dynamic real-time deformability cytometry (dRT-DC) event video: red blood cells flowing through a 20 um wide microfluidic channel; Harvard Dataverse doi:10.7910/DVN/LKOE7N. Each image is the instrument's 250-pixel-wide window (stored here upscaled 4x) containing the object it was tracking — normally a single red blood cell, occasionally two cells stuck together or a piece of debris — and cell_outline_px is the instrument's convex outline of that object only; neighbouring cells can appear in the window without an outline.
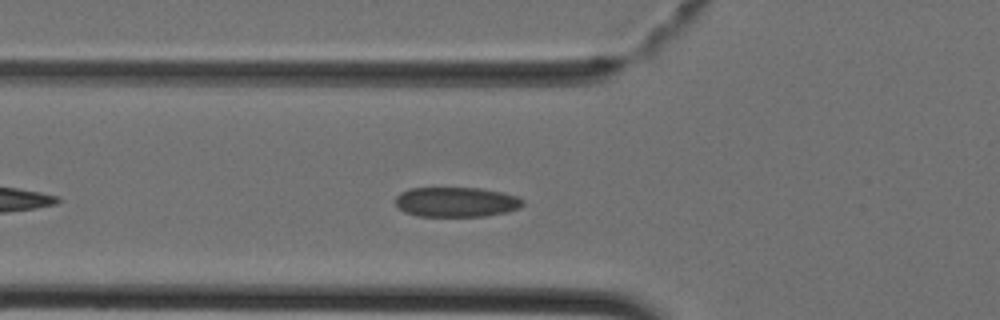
{"species": "Egyptian fruit bat (a non-hibernating species)", "species_latin": "Rousettus aegyptiacus", "temperature_condition": "cold", "stored_images_in_passage": 35, "segment_of_instrument_passage": [1, 2], "camera_frame_rate_fps": 3000, "um_per_image_px": 0.085, "animal": {"sex": "female"}, "frame": {"image": 1, "passage_image": 5, "time_ms": 1.333, "image_size_px": [1000, 320], "cell_outline_px": [[524, 204], [520, 208], [508, 212], [484, 216], [416, 216], [404, 212], [396, 204], [396, 196], [400, 192], [408, 188], [480, 188], [504, 192], [516, 196], [524, 200]], "centroid_in_image_um": [38.8, 17.17], "position_along_channel_um": 87.0, "area_um2": 22.37}}
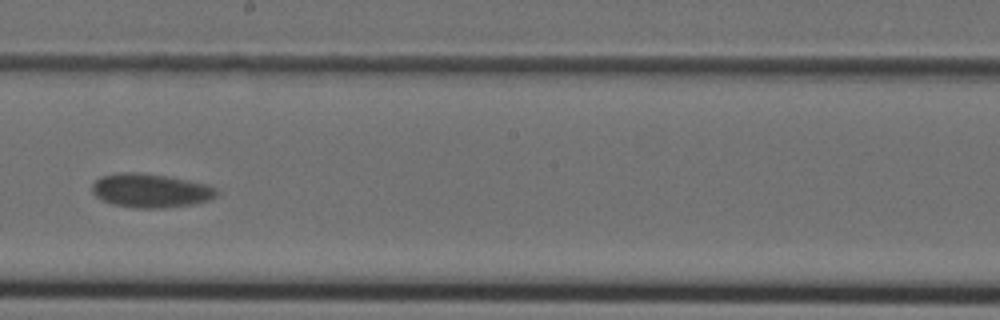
{"frame": {"image": 2, "passage_image": 15, "time_ms": 4.667, "image_size_px": [1000, 320], "cell_outline_px": [[216, 196], [208, 200], [192, 204], [168, 208], [136, 208], [112, 204], [96, 196], [92, 192], [92, 184], [100, 176], [120, 172], [144, 172], [168, 176], [208, 184], [216, 188]], "centroid_in_image_um": [12.79, 16.19], "position_along_channel_um": 235.4, "area_um2": 24.74}}
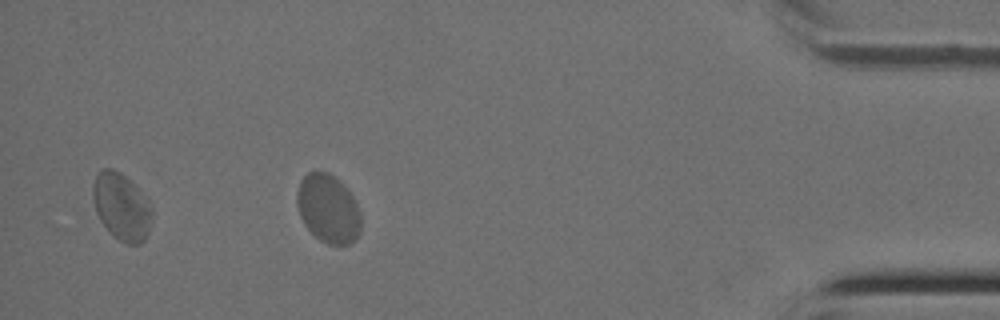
{"frame": {"image": 3, "passage_image": 30, "time_ms": 9.667, "image_size_px": [1000, 320], "cell_outline_px": [[360, 232], [348, 244], [328, 244], [320, 240], [304, 224], [300, 216], [296, 204], [296, 192], [300, 180], [308, 172], [328, 172], [340, 180], [344, 184], [352, 196], [360, 212]], "centroid_in_image_um": [27.87, 17.71], "position_along_channel_um": 407.3, "area_um2": 25.43}}